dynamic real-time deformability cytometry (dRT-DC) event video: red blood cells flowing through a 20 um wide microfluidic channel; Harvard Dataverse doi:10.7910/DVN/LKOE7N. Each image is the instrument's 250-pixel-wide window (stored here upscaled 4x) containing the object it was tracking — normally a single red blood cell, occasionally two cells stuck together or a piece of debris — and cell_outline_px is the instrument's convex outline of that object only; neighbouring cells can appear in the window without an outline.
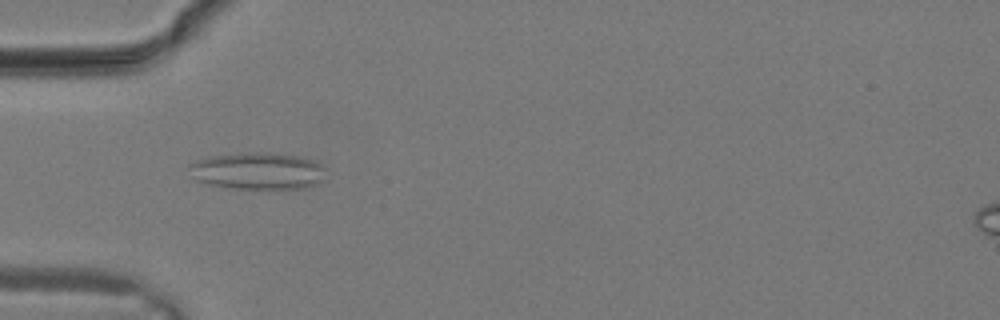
{"species": "common noctule bat (a hibernating species)", "species_latin": "Nyctalus noctula", "temperature_condition": "warm", "stored_images_in_passage": 30, "camera_frame_rate_fps": 3000, "um_per_image_px": 0.085, "animal": {"sex": "male", "body_mass_g": 19.2, "forearm_length_mm": 51.8}, "frame": {"image": 1, "passage_image": 10, "time_ms": 3.0, "image_size_px": [1000, 320], "cell_outline_px": [[324, 168], [320, 180], [316, 184], [304, 188], [268, 192], [232, 188], [208, 184], [196, 180], [188, 164], [196, 160], [208, 156], [240, 152], [268, 152], [296, 156], [312, 160], [320, 164]], "centroid_in_image_um": [21.88, 14.56], "position_along_channel_um": 63.1, "area_um2": 30.23}}
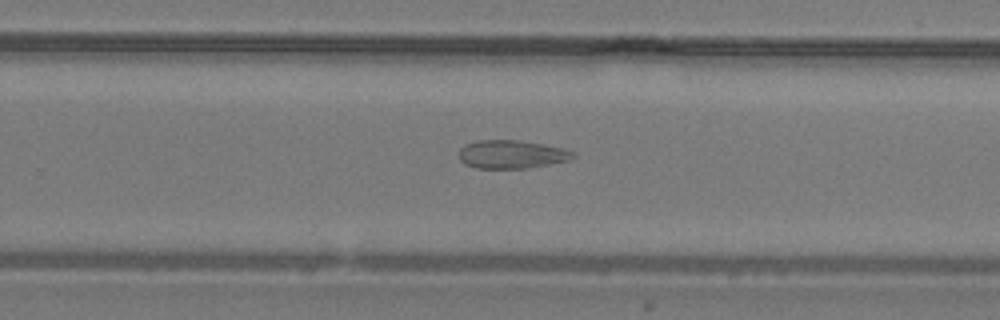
{"frame": {"image": 2, "passage_image": 20, "time_ms": 6.333, "image_size_px": [1000, 320], "cell_outline_px": [[576, 156], [568, 160], [528, 168], [476, 168], [464, 164], [460, 160], [460, 148], [464, 144], [476, 140], [516, 140], [564, 148], [576, 152]], "centroid_in_image_um": [43.47, 13.11], "position_along_channel_um": 286.3, "area_um2": 18.79}}
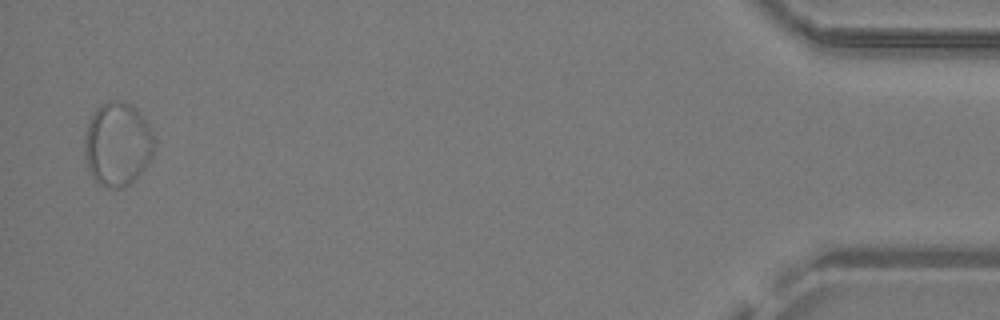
{"frame": {"image": 3, "passage_image": 30, "time_ms": 9.667, "image_size_px": [1000, 320], "cell_outline_px": [[156, 140], [152, 156], [144, 168], [128, 184], [120, 188], [108, 188], [100, 184], [92, 176], [84, 160], [84, 140], [88, 124], [96, 108], [100, 104], [108, 100], [120, 100], [136, 108], [148, 124]], "centroid_in_image_um": [9.98, 12.23], "position_along_channel_um": 425.2, "area_um2": 34.04}}